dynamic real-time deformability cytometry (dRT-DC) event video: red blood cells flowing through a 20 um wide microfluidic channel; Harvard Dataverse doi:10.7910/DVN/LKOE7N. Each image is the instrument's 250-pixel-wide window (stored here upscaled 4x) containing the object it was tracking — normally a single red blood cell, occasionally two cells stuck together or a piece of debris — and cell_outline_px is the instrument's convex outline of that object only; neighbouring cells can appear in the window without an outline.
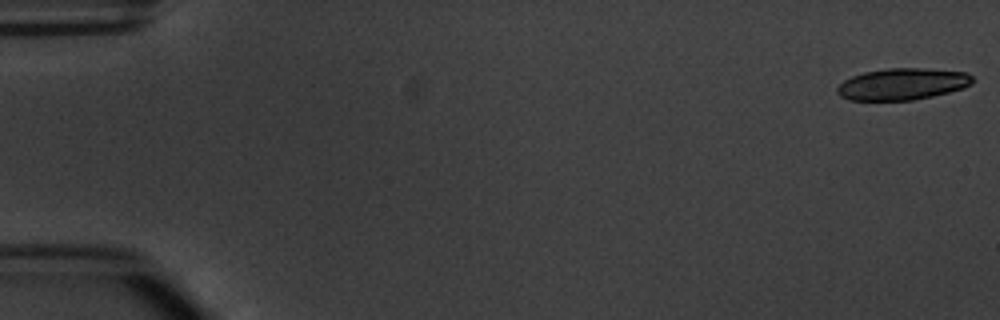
{"species": "common noctule bat (a hibernating species)", "species_latin": "Nyctalus noctula", "temperature_condition": "warm", "stored_images_in_passage": 7, "camera_frame_rate_fps": 3000, "um_per_image_px": 0.085, "animal": {"sex": "male", "body_mass_g": 20.1, "forearm_length_mm": 53.5}, "frame": {"image": 1, "passage_image": 1, "time_ms": 0.0, "image_size_px": [1000, 320], "cell_outline_px": [[972, 84], [964, 88], [932, 96], [912, 100], [848, 100], [840, 96], [836, 92], [836, 88], [844, 80], [852, 76], [864, 72], [888, 68], [924, 68], [968, 72], [972, 76]], "centroid_in_image_um": [76.7, 7.14], "position_along_channel_um": 8.3, "area_um2": 25.03}}
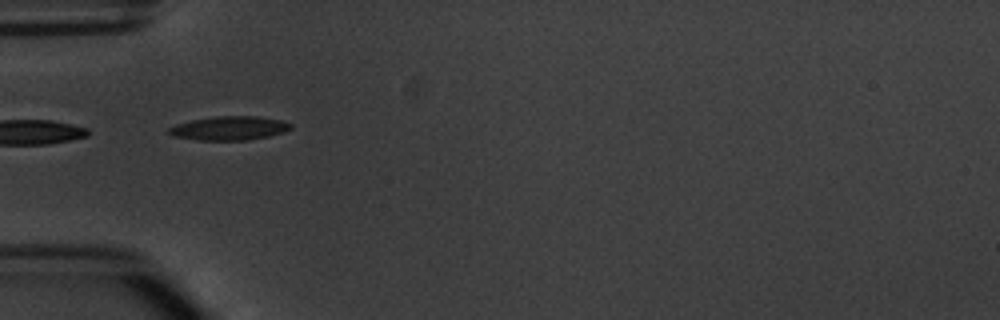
{"frame": {"image": 2, "passage_image": 6, "time_ms": 5.667, "image_size_px": [1000, 320], "cell_outline_px": [[292, 128], [284, 132], [268, 136], [248, 140], [200, 140], [172, 136], [164, 132], [168, 128], [176, 124], [192, 120], [216, 116], [256, 116], [280, 120], [292, 124]], "centroid_in_image_um": [19.45, 10.9], "position_along_channel_um": 65.5, "area_um2": 16.99}}